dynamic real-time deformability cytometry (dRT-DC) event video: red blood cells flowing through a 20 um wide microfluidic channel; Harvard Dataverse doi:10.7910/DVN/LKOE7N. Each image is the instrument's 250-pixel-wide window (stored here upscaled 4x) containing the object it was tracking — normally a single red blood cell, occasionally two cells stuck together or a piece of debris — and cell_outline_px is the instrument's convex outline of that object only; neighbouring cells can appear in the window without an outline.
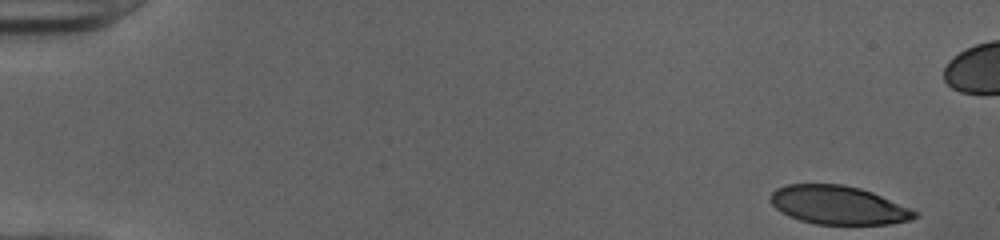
{"species": "human", "species_latin": "Homo sapiens", "temperature_condition": "cold", "stored_images_in_passage": 46, "camera_frame_rate_fps": 3000, "um_per_image_px": 0.085, "donor": {"sex": "female"}, "frame": {"image": 1, "passage_image": 1, "time_ms": 0.0, "image_size_px": [1000, 240], "cell_outline_px": [[920, 216], [912, 220], [888, 224], [816, 224], [800, 220], [788, 216], [780, 212], [768, 200], [768, 196], [776, 188], [788, 184], [844, 184], [860, 188], [872, 192], [912, 208], [920, 212]], "centroid_in_image_um": [71.27, 17.43], "position_along_channel_um": 13.7, "area_um2": 32.83}}
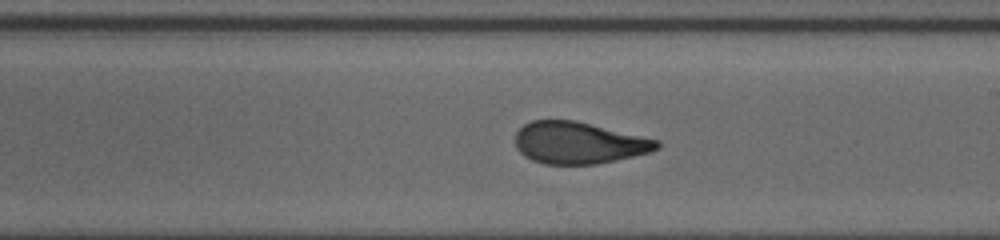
{"frame": {"image": 2, "passage_image": 29, "time_ms": 9.333, "image_size_px": [1000, 240], "cell_outline_px": [[660, 148], [652, 152], [616, 160], [596, 164], [544, 164], [532, 160], [524, 156], [516, 148], [516, 132], [524, 124], [532, 120], [576, 120], [660, 140]], "centroid_in_image_um": [49.21, 12.14], "position_along_channel_um": 239.8, "area_um2": 34.74}}
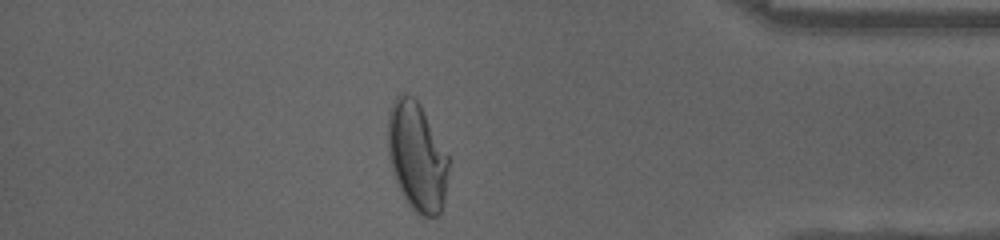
{"frame": {"image": 3, "passage_image": 43, "time_ms": 14.0, "image_size_px": [1000, 240], "cell_outline_px": [[448, 168], [444, 204], [440, 212], [436, 216], [420, 216], [408, 204], [392, 172], [388, 156], [388, 112], [396, 96], [400, 92], [404, 92], [412, 96], [420, 104], [448, 156]], "centroid_in_image_um": [35.42, 13.3], "position_along_channel_um": 399.8, "area_um2": 38.32}}